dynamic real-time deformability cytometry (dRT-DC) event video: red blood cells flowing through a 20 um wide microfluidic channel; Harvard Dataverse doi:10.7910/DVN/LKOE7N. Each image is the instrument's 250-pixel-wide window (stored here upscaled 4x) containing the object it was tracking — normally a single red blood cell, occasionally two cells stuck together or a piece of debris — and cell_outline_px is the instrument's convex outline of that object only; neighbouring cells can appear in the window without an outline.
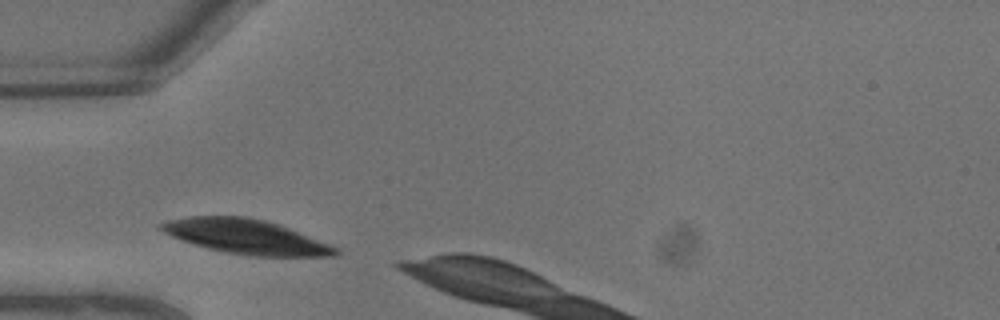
{"species": "common noctule bat (a hibernating species)", "species_latin": "Nyctalus noctula", "temperature_condition": "warm", "stored_images_in_passage": 3, "camera_frame_rate_fps": 3000, "um_per_image_px": 0.085, "animal": {"sex": "male", "body_mass_g": 13.3}, "frame": {"image": 1, "passage_image": 1, "time_ms": 0.0, "image_size_px": [1000, 320], "cell_outline_px": [[340, 252], [336, 256], [248, 256], [224, 252], [208, 248], [180, 240], [156, 228], [156, 224], [168, 220], [188, 216], [248, 216], [264, 220], [288, 228], [340, 248]], "centroid_in_image_um": [20.87, 20.11], "position_along_channel_um": 64.1, "area_um2": 35.14}}